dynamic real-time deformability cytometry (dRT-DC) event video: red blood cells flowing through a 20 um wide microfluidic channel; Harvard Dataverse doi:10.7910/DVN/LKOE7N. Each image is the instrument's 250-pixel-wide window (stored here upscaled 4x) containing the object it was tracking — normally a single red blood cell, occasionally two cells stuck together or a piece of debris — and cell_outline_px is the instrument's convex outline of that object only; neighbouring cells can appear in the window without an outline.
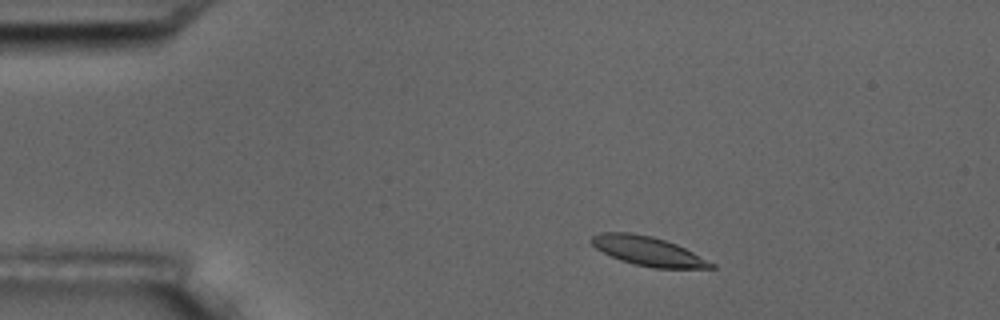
{"species": "common noctule bat (a hibernating species)", "species_latin": "Nyctalus noctula", "temperature_condition": "room temperature", "stored_images_in_passage": 4, "camera_frame_rate_fps": 3000, "um_per_image_px": 0.085, "animal": {"sex": "male", "body_mass_g": 17.5, "forearm_length_mm": 52.3}, "frame": {"image": 1, "passage_image": 2, "time_ms": 1.0, "image_size_px": [1000, 320], "cell_outline_px": [[716, 268], [652, 268], [620, 260], [596, 248], [588, 240], [592, 236], [600, 232], [632, 232], [652, 236], [676, 244], [716, 264]], "centroid_in_image_um": [55.06, 21.33], "position_along_channel_um": 29.9, "area_um2": 20.23}}
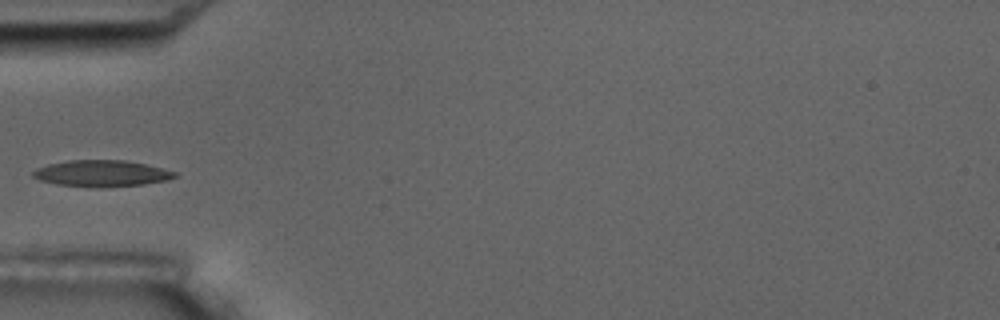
{"frame": {"image": 2, "passage_image": 4, "time_ms": 4.0, "image_size_px": [1000, 320], "cell_outline_px": [[176, 176], [168, 180], [144, 184], [56, 184], [40, 180], [32, 176], [32, 172], [36, 168], [48, 164], [68, 160], [124, 160], [144, 164], [176, 172]], "centroid_in_image_um": [8.6, 14.68], "position_along_channel_um": 76.4, "area_um2": 20.46}}